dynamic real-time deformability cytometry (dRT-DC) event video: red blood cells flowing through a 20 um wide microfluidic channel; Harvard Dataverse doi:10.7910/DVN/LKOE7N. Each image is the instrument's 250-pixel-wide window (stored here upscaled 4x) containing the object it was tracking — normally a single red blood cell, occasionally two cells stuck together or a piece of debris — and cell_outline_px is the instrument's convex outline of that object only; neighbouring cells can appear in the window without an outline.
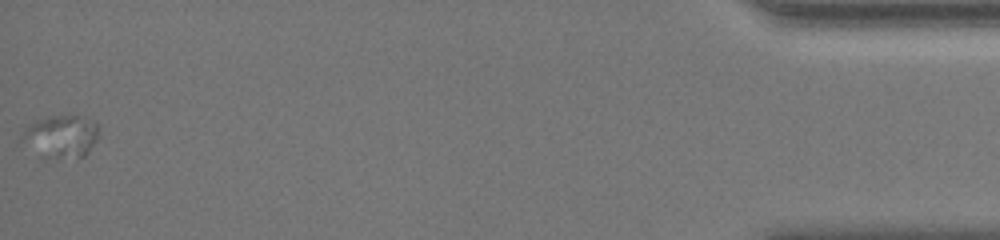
{"species": "human", "species_latin": "Homo sapiens", "temperature_condition": "room temperature", "stored_images_in_passage": 55, "camera_frame_rate_fps": 3000, "um_per_image_px": 0.085, "donor": {"sex": "female"}, "frame": {"image": 1, "passage_image": 55, "time_ms": 18.0, "image_size_px": [1000, 240], "cell_outline_px": [[100, 136], [88, 152], [84, 156], [44, 160], [40, 160], [20, 136], [24, 128], [28, 124], [36, 120], [48, 116], [68, 112], [80, 116], [100, 124]], "centroid_in_image_um": [5.2, 11.58], "position_along_channel_um": 430.0, "area_um2": 20.17}}